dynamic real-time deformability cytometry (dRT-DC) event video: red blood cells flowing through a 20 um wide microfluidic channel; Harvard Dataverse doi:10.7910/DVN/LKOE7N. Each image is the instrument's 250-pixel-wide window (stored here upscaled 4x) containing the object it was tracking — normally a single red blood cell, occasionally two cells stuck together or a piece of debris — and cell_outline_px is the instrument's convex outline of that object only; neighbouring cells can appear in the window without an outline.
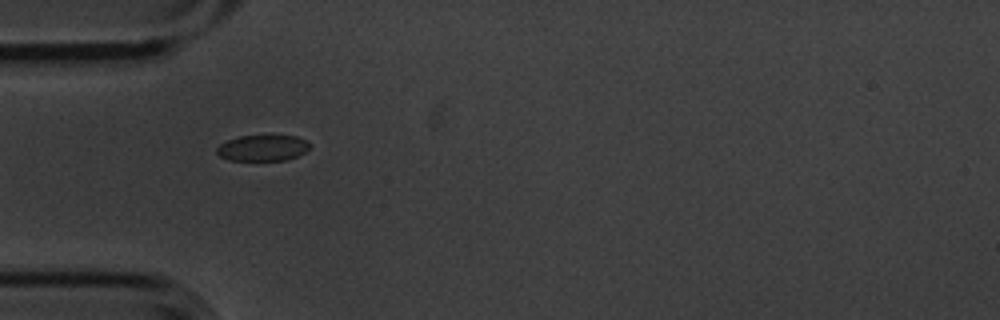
{"species": "common noctule bat (a hibernating species)", "species_latin": "Nyctalus noctula", "temperature_condition": "cold", "stored_images_in_passage": 11, "camera_frame_rate_fps": 3000, "um_per_image_px": 0.085, "animal": {"sex": "male", "body_mass_g": 20.1, "forearm_length_mm": 53.5}, "frame": {"image": 1, "passage_image": 1, "time_ms": 0.0, "image_size_px": [1000, 320], "cell_outline_px": [[312, 144], [304, 152], [288, 160], [228, 160], [220, 156], [216, 152], [216, 148], [220, 144], [228, 140], [240, 136], [296, 136]], "centroid_in_image_um": [22.31, 12.58], "position_along_channel_um": 62.7, "area_um2": 13.93}}
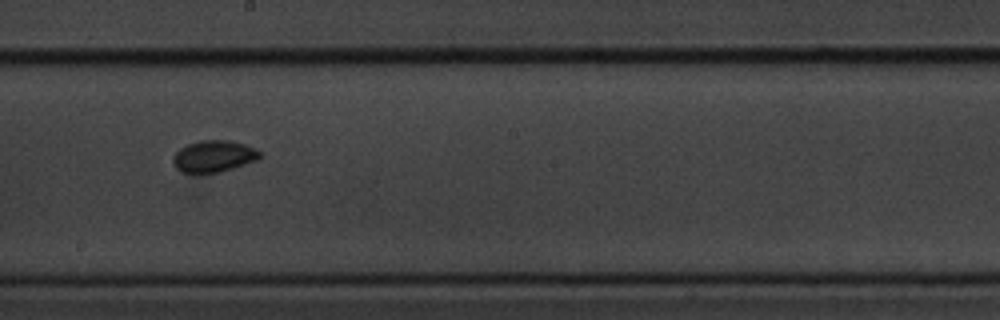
{"frame": {"image": 2, "passage_image": 5, "time_ms": 1.333, "image_size_px": [1000, 320], "cell_outline_px": [[260, 156], [256, 160], [220, 172], [180, 172], [176, 168], [172, 160], [172, 156], [180, 148], [188, 144], [200, 140], [228, 140], [244, 144], [256, 148], [260, 152]], "centroid_in_image_um": [18.14, 13.27], "position_along_channel_um": 230.1, "area_um2": 15.84}}
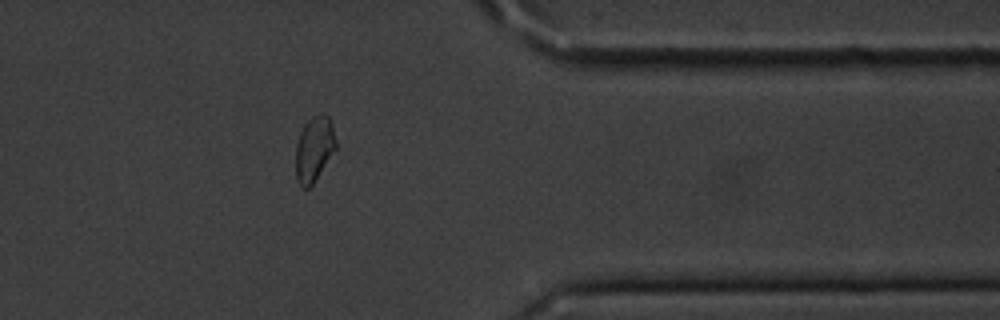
{"frame": {"image": 3, "passage_image": 9, "time_ms": 2.667, "image_size_px": [1000, 320], "cell_outline_px": [[336, 148], [312, 184], [308, 188], [304, 188], [296, 180], [296, 144], [300, 132], [304, 124], [312, 116], [320, 112], [324, 112], [328, 116], [332, 124], [336, 140]], "centroid_in_image_um": [26.7, 12.6], "position_along_channel_um": 384.7, "area_um2": 15.2}}